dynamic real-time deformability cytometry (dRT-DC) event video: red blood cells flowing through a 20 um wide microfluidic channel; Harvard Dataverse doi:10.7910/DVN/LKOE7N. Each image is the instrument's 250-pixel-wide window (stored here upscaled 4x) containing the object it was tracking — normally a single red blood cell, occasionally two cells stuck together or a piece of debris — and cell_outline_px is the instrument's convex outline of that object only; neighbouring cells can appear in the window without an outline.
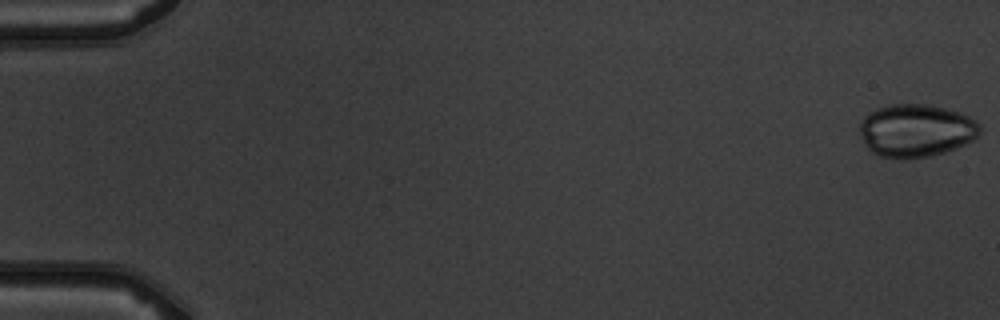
{"species": "common noctule bat (a hibernating species)", "species_latin": "Nyctalus noctula", "temperature_condition": "warm", "stored_images_in_passage": 5, "camera_frame_rate_fps": 3000, "um_per_image_px": 0.085, "animal": {"sex": "male", "body_mass_g": 19.5, "forearm_length_mm": 54.6}, "frame": {"image": 1, "passage_image": 1, "time_ms": 0.0, "image_size_px": [1000, 320], "cell_outline_px": [[980, 132], [972, 140], [956, 148], [932, 156], [908, 160], [904, 160], [880, 156], [872, 152], [864, 144], [860, 132], [860, 124], [864, 116], [876, 108], [892, 104], [924, 104], [944, 108], [960, 112], [968, 116], [980, 124]], "centroid_in_image_um": [77.84, 11.11], "position_along_channel_um": 7.2, "area_um2": 37.22}}